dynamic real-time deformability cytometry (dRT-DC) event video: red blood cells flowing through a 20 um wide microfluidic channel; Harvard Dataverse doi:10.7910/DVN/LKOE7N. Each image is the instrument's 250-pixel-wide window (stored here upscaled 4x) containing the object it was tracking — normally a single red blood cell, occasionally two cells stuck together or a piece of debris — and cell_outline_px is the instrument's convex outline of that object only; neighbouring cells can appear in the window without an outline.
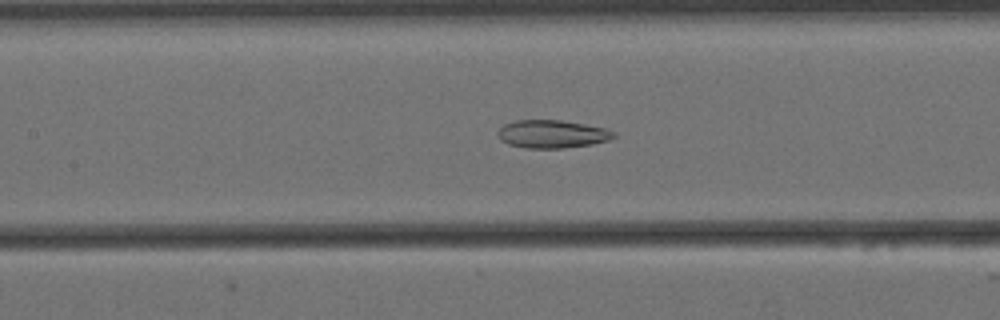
{"species": "Egyptian fruit bat (a non-hibernating species)", "species_latin": "Rousettus aegyptiacus", "temperature_condition": "cold", "stored_images_in_passage": 58, "camera_frame_rate_fps": 3000, "um_per_image_px": 0.085, "animal": {"sex": "female"}, "frame": {"image": 1, "passage_image": 25, "time_ms": 8.0, "image_size_px": [1000, 320], "cell_outline_px": [[616, 136], [608, 140], [592, 144], [564, 148], [524, 148], [508, 144], [500, 140], [496, 132], [504, 124], [516, 120], [560, 120], [584, 124], [604, 128], [616, 132]], "centroid_in_image_um": [46.9, 11.39], "position_along_channel_um": 160.5, "area_um2": 18.96}}
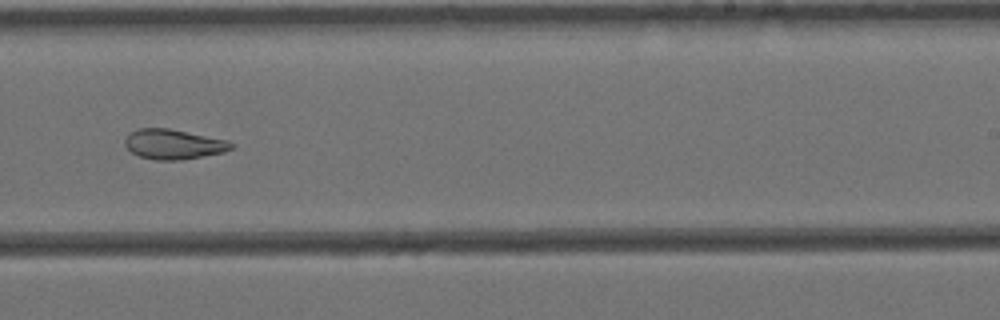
{"frame": {"image": 2, "passage_image": 35, "time_ms": 11.333, "image_size_px": [1000, 320], "cell_outline_px": [[236, 144], [232, 148], [224, 152], [180, 160], [156, 160], [140, 156], [132, 152], [124, 144], [124, 140], [136, 128], [168, 128], [228, 140]], "centroid_in_image_um": [14.77, 12.25], "position_along_channel_um": 274.2, "area_um2": 18.44}}
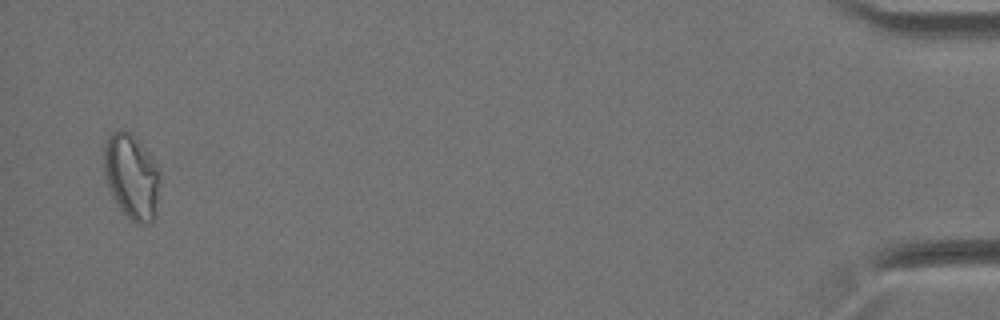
{"frame": {"image": 3, "passage_image": 56, "time_ms": 18.333, "image_size_px": [1000, 320], "cell_outline_px": [[160, 168], [156, 220], [140, 224], [136, 224], [120, 208], [112, 196], [104, 176], [104, 148], [108, 136], [112, 132], [120, 128], [128, 132], [132, 136]], "centroid_in_image_um": [11.18, 15.03], "position_along_channel_um": 424.0, "area_um2": 27.51}, "authors_computed_cell_mechanics": {"area_um2": 22.253, "velocity_mm_per_s": 3.4333, "shape_relaxation_time_tau1_ms": null, "shape_relaxation_time_tau2_ms": 3.3566, "deformation_change_tau1": null, "deformation_change_tau2": 0.0874}}